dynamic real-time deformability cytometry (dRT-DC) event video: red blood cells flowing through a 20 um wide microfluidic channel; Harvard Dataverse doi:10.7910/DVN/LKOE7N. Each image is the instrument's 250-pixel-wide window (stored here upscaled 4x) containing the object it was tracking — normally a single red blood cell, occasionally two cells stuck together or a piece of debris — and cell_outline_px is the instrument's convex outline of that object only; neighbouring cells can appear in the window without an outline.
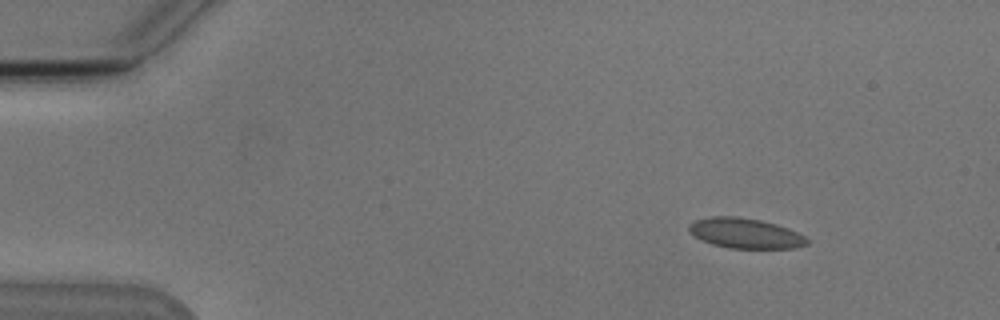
{"species": "Egyptian fruit bat (a non-hibernating species)", "species_latin": "Rousettus aegyptiacus", "temperature_condition": "cold", "stored_images_in_passage": 7, "camera_frame_rate_fps": 3000, "um_per_image_px": 0.085, "animal": {"sex": "male"}, "frame": {"image": 1, "passage_image": 1, "time_ms": 0.0, "image_size_px": [1000, 320], "cell_outline_px": [[808, 244], [796, 248], [728, 248], [712, 244], [688, 232], [688, 224], [696, 220], [712, 216], [736, 216], [760, 220], [776, 224], [788, 228], [804, 236], [808, 240]], "centroid_in_image_um": [63.34, 19.82], "position_along_channel_um": 21.7, "area_um2": 20.63}}
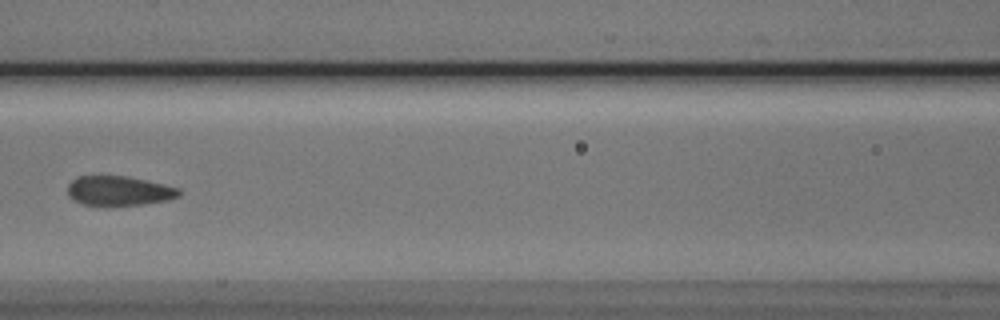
{"frame": {"image": 2, "passage_image": 6, "time_ms": 6.0, "image_size_px": [1000, 320], "cell_outline_px": [[180, 196], [168, 200], [144, 204], [108, 208], [104, 208], [84, 204], [72, 200], [68, 196], [68, 184], [72, 180], [80, 176], [124, 176], [164, 184], [180, 188]], "centroid_in_image_um": [10.09, 16.27], "position_along_channel_um": 156.5, "area_um2": 19.77}}
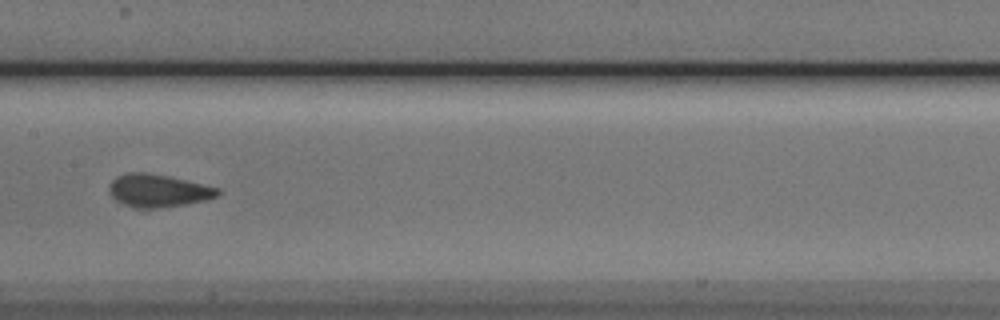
{"frame": {"image": 3, "passage_image": 7, "time_ms": 7.0, "image_size_px": [1000, 320], "cell_outline_px": [[220, 196], [208, 200], [160, 208], [136, 208], [124, 204], [116, 200], [108, 192], [108, 184], [116, 176], [128, 172], [148, 172], [168, 176], [220, 188]], "centroid_in_image_um": [13.44, 16.2], "position_along_channel_um": 194.0, "area_um2": 20.98}}